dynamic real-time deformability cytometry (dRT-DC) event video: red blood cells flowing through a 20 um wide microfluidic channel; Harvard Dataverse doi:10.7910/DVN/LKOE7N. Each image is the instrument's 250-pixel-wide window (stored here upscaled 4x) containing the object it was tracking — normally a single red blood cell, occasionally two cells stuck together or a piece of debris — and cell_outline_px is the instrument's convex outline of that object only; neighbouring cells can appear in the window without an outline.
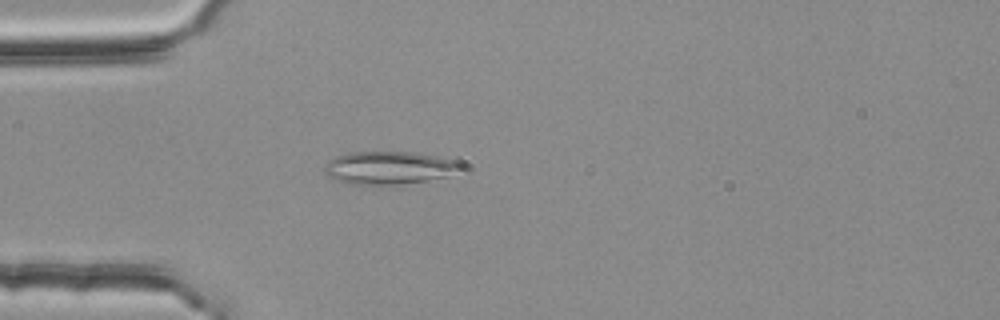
{"species": "common noctule bat (a hibernating species)", "species_latin": "Nyctalus noctula", "temperature_condition": "room temperature", "stored_images_in_passage": 47, "camera_frame_rate_fps": 3000, "um_per_image_px": 0.085, "animal": {"sex": "female", "body_mass_g": 25.1}, "frame": {"image": 1, "passage_image": 13, "time_ms": 4.0, "image_size_px": [1000, 320], "cell_outline_px": [[468, 168], [444, 176], [428, 180], [392, 188], [348, 184], [336, 180], [328, 176], [324, 172], [324, 164], [328, 160], [336, 156], [348, 152], [416, 152], [456, 160], [464, 164]], "centroid_in_image_um": [33.07, 14.3], "position_along_channel_um": 51.9, "area_um2": 27.4}}
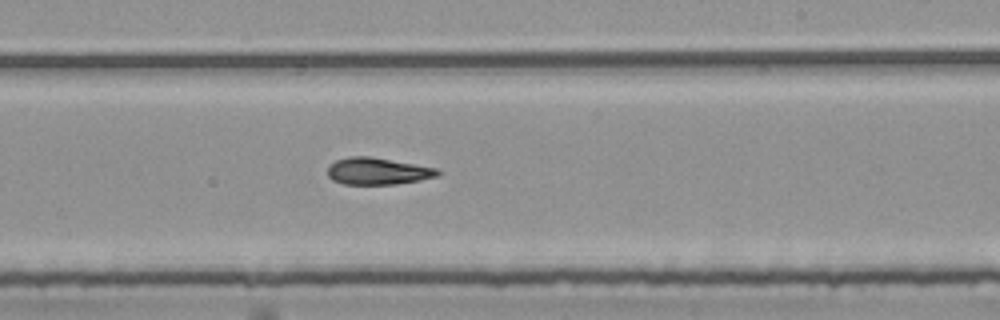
{"frame": {"image": 2, "passage_image": 30, "time_ms": 9.667, "image_size_px": [1000, 320], "cell_outline_px": [[440, 172], [436, 176], [420, 180], [396, 184], [344, 184], [332, 180], [328, 176], [328, 168], [336, 160], [348, 156], [368, 156], [440, 168]], "centroid_in_image_um": [32.11, 14.55], "position_along_channel_um": 256.9, "area_um2": 17.22}}
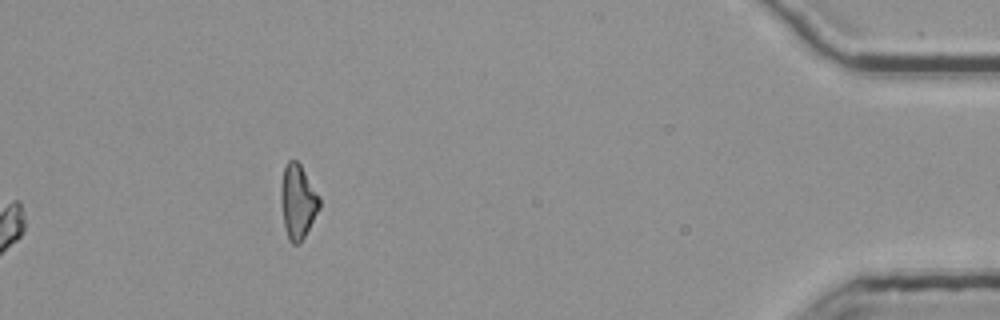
{"frame": {"image": 3, "passage_image": 47, "time_ms": 15.333, "image_size_px": [1000, 320], "cell_outline_px": [[320, 208], [300, 244], [292, 244], [288, 240], [284, 224], [280, 200], [280, 192], [284, 168], [288, 160], [296, 160], [300, 164], [320, 196]], "centroid_in_image_um": [25.31, 17.15], "position_along_channel_um": 409.9, "area_um2": 16.7}, "authors_computed_cell_mechanics": {"area_um2": 17.629, "velocity_mm_per_s": 3.789, "shape_relaxation_time_tau1_ms": null, "shape_relaxation_time_tau2_ms": 6.093, "deformation_change_tau1": null, "deformation_change_tau2": 0.1381}}